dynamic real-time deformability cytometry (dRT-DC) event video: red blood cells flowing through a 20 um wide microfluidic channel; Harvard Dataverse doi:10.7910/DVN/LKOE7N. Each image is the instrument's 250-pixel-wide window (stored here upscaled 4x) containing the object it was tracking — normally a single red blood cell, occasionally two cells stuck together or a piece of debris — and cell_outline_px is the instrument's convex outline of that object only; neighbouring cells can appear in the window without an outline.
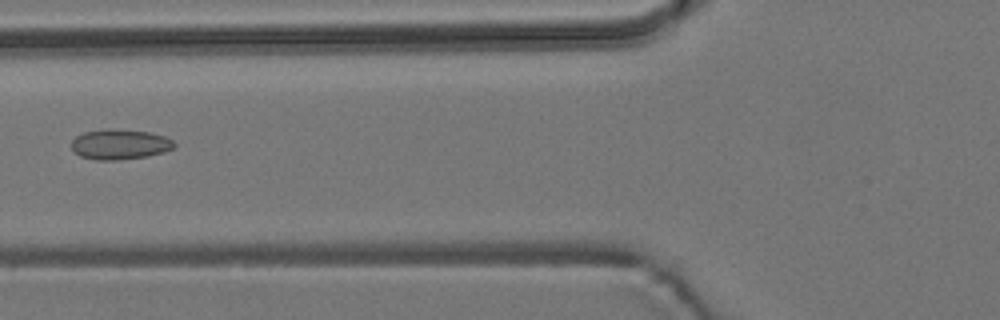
{"species": "common noctule bat (a hibernating species)", "species_latin": "Nyctalus noctula", "temperature_condition": "room temperature", "stored_images_in_passage": 6, "camera_frame_rate_fps": 3000, "um_per_image_px": 0.085, "animal": {"sex": "male", "body_mass_g": 19.2, "forearm_length_mm": 51.8}, "frame": {"image": 1, "passage_image": 6, "time_ms": 5.667, "image_size_px": [1000, 320], "cell_outline_px": [[176, 144], [172, 148], [164, 152], [148, 156], [116, 160], [96, 160], [80, 156], [72, 148], [72, 140], [76, 136], [84, 132], [108, 128], [112, 128], [148, 132], [164, 136], [172, 140]], "centroid_in_image_um": [10.18, 12.26], "position_along_channel_um": 115.6, "area_um2": 18.03}}